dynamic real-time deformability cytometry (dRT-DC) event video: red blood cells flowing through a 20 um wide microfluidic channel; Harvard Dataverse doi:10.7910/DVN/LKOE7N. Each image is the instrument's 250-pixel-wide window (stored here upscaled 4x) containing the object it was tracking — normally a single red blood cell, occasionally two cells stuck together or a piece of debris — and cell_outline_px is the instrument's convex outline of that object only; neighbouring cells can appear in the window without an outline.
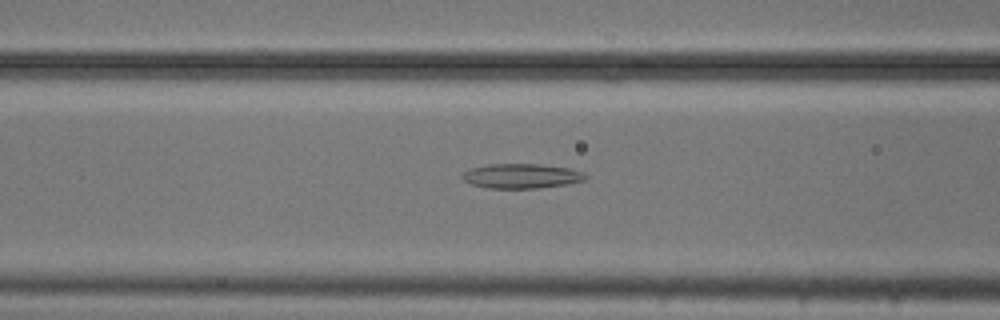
{"species": "common noctule bat (a hibernating species)", "species_latin": "Nyctalus noctula", "temperature_condition": "cold", "stored_images_in_passage": 9, "camera_frame_rate_fps": 3000, "um_per_image_px": 0.085, "animal": {"sex": "male", "body_mass_g": 20.5, "forearm_length_mm": 52.5}, "frame": {"image": 1, "passage_image": 8, "time_ms": 2.333, "image_size_px": [1000, 320], "cell_outline_px": [[588, 176], [584, 180], [568, 184], [540, 188], [488, 188], [472, 184], [464, 180], [460, 176], [464, 172], [472, 168], [488, 164], [536, 164], [568, 168], [584, 172]], "centroid_in_image_um": [44.34, 14.96], "position_along_channel_um": 122.3, "area_um2": 17.63}}